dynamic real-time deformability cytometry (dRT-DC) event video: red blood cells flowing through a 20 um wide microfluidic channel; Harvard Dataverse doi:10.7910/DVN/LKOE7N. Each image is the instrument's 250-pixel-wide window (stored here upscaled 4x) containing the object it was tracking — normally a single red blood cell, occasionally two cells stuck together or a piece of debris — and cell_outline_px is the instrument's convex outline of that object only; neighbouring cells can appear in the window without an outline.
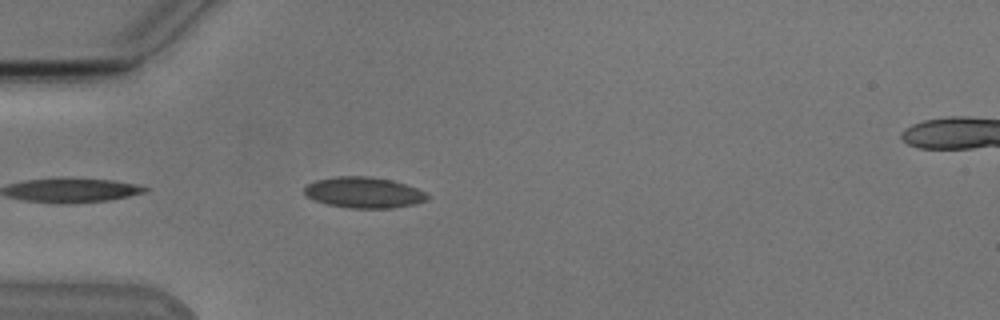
{"species": "Egyptian fruit bat (a non-hibernating species)", "species_latin": "Rousettus aegyptiacus", "temperature_condition": "cold", "stored_images_in_passage": 7, "camera_frame_rate_fps": 3000, "um_per_image_px": 0.085, "animal": {"sex": "male"}, "frame": {"image": 1, "passage_image": 3, "time_ms": 0.667, "image_size_px": [1000, 320], "cell_outline_px": [[428, 200], [416, 204], [392, 208], [348, 208], [328, 204], [316, 200], [308, 196], [304, 192], [304, 188], [308, 184], [316, 180], [336, 176], [368, 176], [392, 180], [416, 188], [424, 192], [428, 196]], "centroid_in_image_um": [30.94, 16.36], "position_along_channel_um": 54.1, "area_um2": 22.02}}
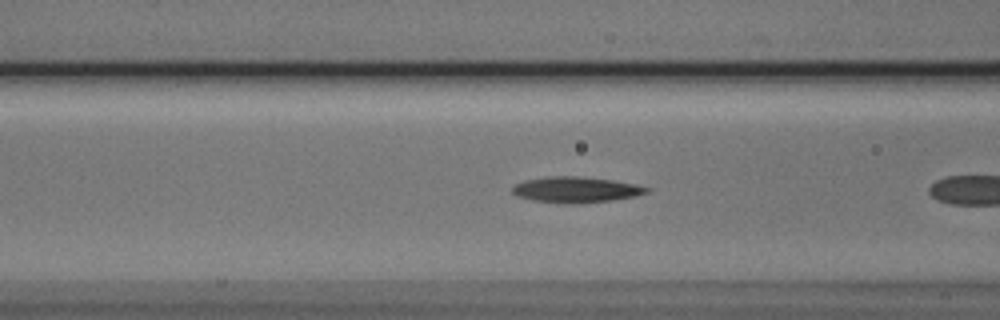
{"frame": {"image": 2, "passage_image": 6, "time_ms": 1.667, "image_size_px": [1000, 320], "cell_outline_px": [[652, 188], [648, 192], [636, 196], [612, 200], [580, 204], [568, 204], [532, 200], [516, 196], [512, 192], [512, 188], [516, 184], [524, 180], [548, 176], [580, 176], [612, 180], [636, 184]], "centroid_in_image_um": [48.96, 16.12], "position_along_channel_um": 117.6, "area_um2": 20.4}}